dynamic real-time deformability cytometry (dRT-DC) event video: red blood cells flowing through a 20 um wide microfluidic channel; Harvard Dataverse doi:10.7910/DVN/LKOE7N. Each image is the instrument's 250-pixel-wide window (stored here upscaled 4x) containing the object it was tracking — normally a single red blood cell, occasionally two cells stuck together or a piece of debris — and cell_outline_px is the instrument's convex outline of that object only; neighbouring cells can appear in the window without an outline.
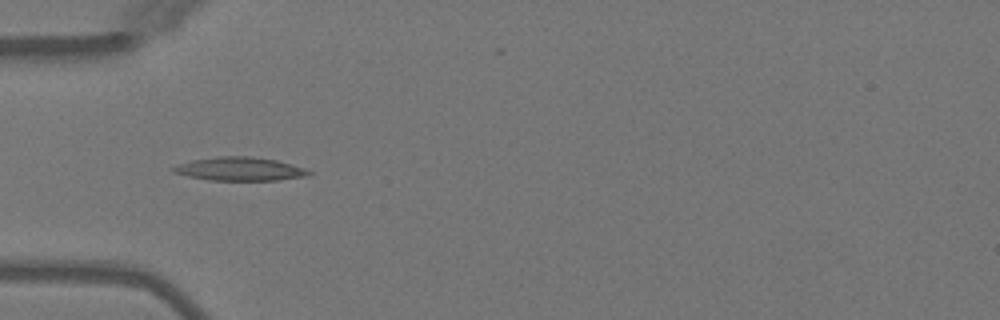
{"species": "Egyptian fruit bat (a non-hibernating species)", "species_latin": "Rousettus aegyptiacus", "temperature_condition": "warm", "stored_images_in_passage": 4, "camera_frame_rate_fps": 3000, "um_per_image_px": 0.085, "animal": {"sex": "female"}, "frame": {"image": 1, "passage_image": 3, "time_ms": 3.333, "image_size_px": [1000, 320], "cell_outline_px": [[312, 172], [308, 176], [276, 180], [208, 180], [188, 176], [172, 172], [172, 168], [180, 164], [192, 160], [216, 156], [248, 156], [276, 160], [304, 168]], "centroid_in_image_um": [20.37, 14.36], "position_along_channel_um": 64.6, "area_um2": 18.38}}
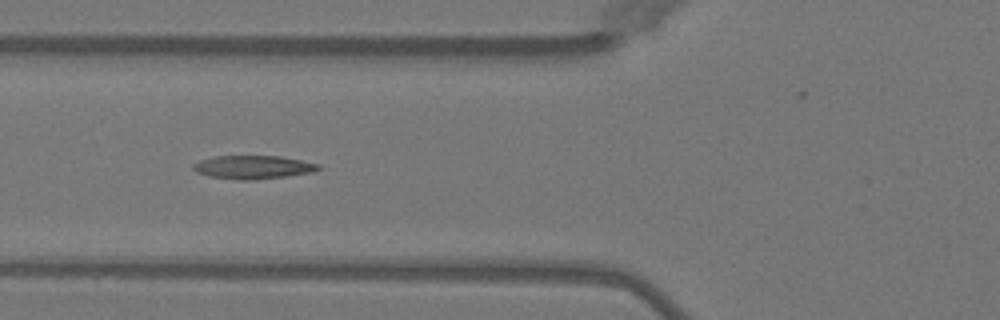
{"frame": {"image": 2, "passage_image": 4, "time_ms": 4.333, "image_size_px": [1000, 320], "cell_outline_px": [[324, 168], [312, 172], [284, 176], [252, 180], [240, 180], [208, 176], [196, 172], [192, 168], [192, 164], [200, 160], [216, 156], [280, 156], [320, 164]], "centroid_in_image_um": [21.51, 14.21], "position_along_channel_um": 104.3, "area_um2": 17.05}}